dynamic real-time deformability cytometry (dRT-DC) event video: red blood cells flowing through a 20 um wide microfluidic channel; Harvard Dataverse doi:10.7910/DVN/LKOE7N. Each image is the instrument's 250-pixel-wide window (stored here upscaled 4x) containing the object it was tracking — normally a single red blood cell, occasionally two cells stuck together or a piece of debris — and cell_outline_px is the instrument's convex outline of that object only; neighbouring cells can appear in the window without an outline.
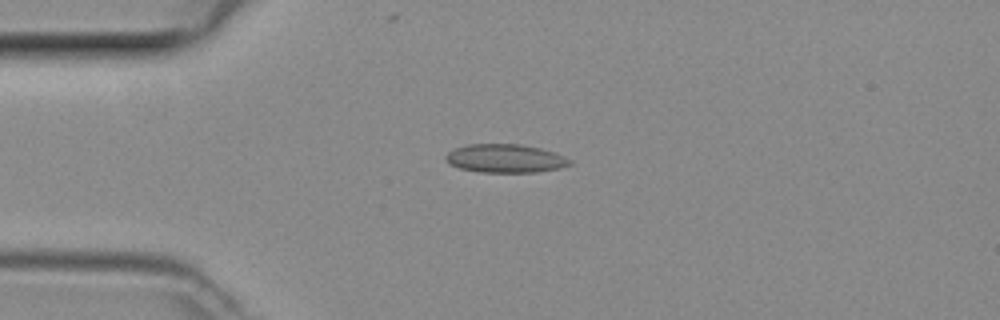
{"species": "common noctule bat (a hibernating species)", "species_latin": "Nyctalus noctula", "temperature_condition": "room temperature", "stored_images_in_passage": 38, "camera_frame_rate_fps": 3000, "um_per_image_px": 0.085, "animal": {"sex": "female", "body_mass_g": 29.2, "forearm_length_mm": 56.3}, "frame": {"image": 1, "passage_image": 2, "time_ms": 0.333, "image_size_px": [1000, 320], "cell_outline_px": [[572, 164], [560, 168], [536, 172], [480, 172], [460, 168], [448, 164], [444, 160], [444, 156], [448, 152], [456, 148], [468, 144], [516, 144], [540, 148], [556, 152], [572, 160]], "centroid_in_image_um": [42.95, 13.47], "position_along_channel_um": 42.1, "area_um2": 20.69}}
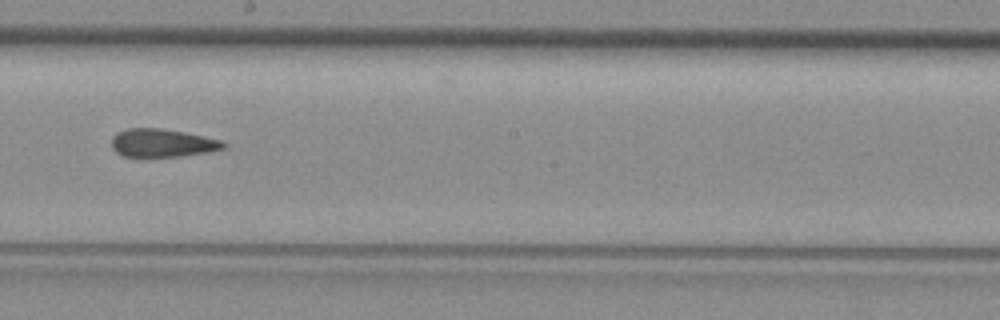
{"frame": {"image": 2, "passage_image": 17, "time_ms": 5.333, "image_size_px": [1000, 320], "cell_outline_px": [[228, 144], [224, 148], [208, 152], [180, 156], [124, 156], [116, 152], [112, 148], [112, 136], [116, 132], [128, 128], [160, 128], [220, 140]], "centroid_in_image_um": [13.75, 12.15], "position_along_channel_um": 234.4, "area_um2": 18.03}}
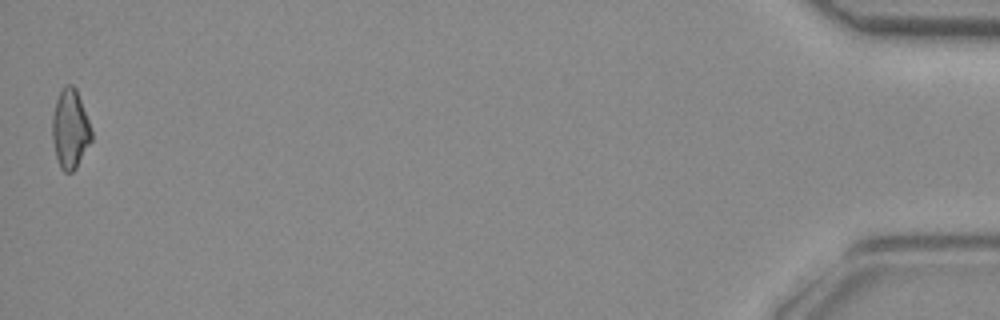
{"frame": {"image": 3, "passage_image": 38, "time_ms": 12.333, "image_size_px": [1000, 320], "cell_outline_px": [[92, 140], [76, 168], [72, 172], [64, 172], [60, 168], [56, 156], [52, 140], [52, 116], [56, 100], [60, 92], [68, 84], [72, 84], [76, 88], [88, 120], [92, 132]], "centroid_in_image_um": [5.96, 10.99], "position_along_channel_um": 429.2, "area_um2": 17.98}}